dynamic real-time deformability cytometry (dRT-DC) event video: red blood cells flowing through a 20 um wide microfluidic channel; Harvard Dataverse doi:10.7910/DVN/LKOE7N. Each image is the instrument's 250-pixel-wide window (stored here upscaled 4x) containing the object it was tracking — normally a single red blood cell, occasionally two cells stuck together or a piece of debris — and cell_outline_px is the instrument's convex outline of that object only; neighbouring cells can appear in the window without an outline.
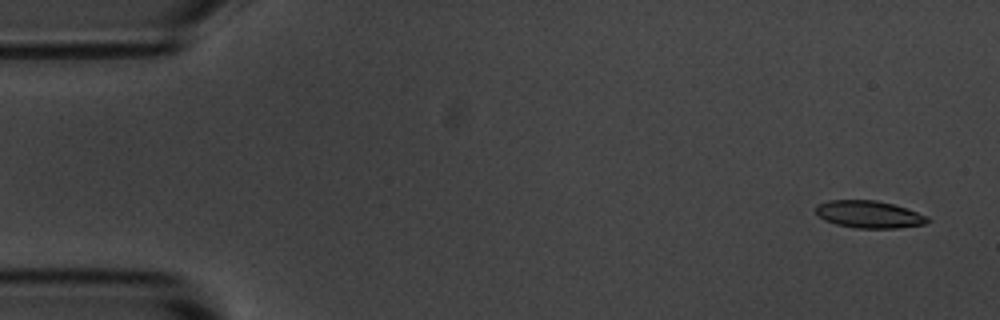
{"species": "common noctule bat (a hibernating species)", "species_latin": "Nyctalus noctula", "temperature_condition": "room temperature", "stored_images_in_passage": 7, "camera_frame_rate_fps": 3000, "um_per_image_px": 0.085, "animal": {"sex": "male", "body_mass_g": 20.1, "forearm_length_mm": 53.5}, "frame": {"image": 1, "passage_image": 1, "time_ms": 0.0, "image_size_px": [1000, 320], "cell_outline_px": [[932, 220], [924, 224], [896, 228], [856, 228], [836, 224], [824, 220], [816, 212], [816, 204], [828, 200], [876, 200], [892, 204], [928, 216]], "centroid_in_image_um": [73.85, 18.22], "position_along_channel_um": 11.1, "area_um2": 17.69}}
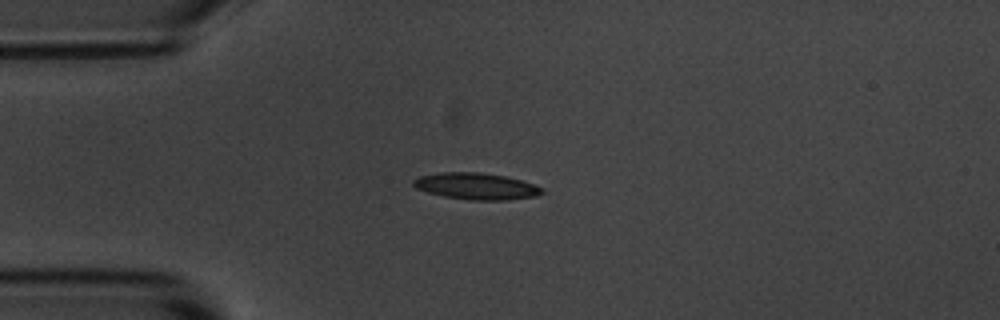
{"frame": {"image": 2, "passage_image": 4, "time_ms": 3.667, "image_size_px": [1000, 320], "cell_outline_px": [[544, 192], [536, 196], [508, 200], [468, 200], [444, 196], [428, 192], [416, 188], [412, 184], [412, 180], [420, 176], [440, 172], [480, 172], [504, 176], [520, 180], [544, 188]], "centroid_in_image_um": [40.47, 15.83], "position_along_channel_um": 44.5, "area_um2": 19.88}}
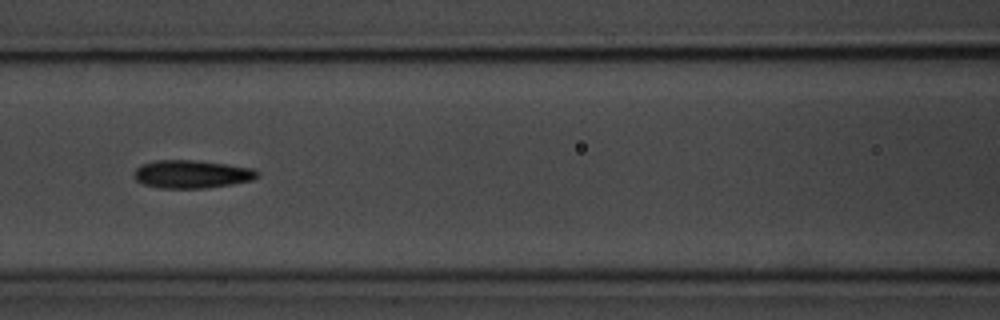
{"frame": {"image": 3, "passage_image": 7, "time_ms": 7.0, "image_size_px": [1000, 320], "cell_outline_px": [[260, 176], [252, 180], [232, 184], [204, 188], [160, 188], [144, 184], [136, 180], [132, 176], [136, 168], [144, 164], [156, 160], [196, 160], [228, 164], [256, 168], [260, 172]], "centroid_in_image_um": [16.35, 14.8], "position_along_channel_um": 150.3, "area_um2": 20.35}}